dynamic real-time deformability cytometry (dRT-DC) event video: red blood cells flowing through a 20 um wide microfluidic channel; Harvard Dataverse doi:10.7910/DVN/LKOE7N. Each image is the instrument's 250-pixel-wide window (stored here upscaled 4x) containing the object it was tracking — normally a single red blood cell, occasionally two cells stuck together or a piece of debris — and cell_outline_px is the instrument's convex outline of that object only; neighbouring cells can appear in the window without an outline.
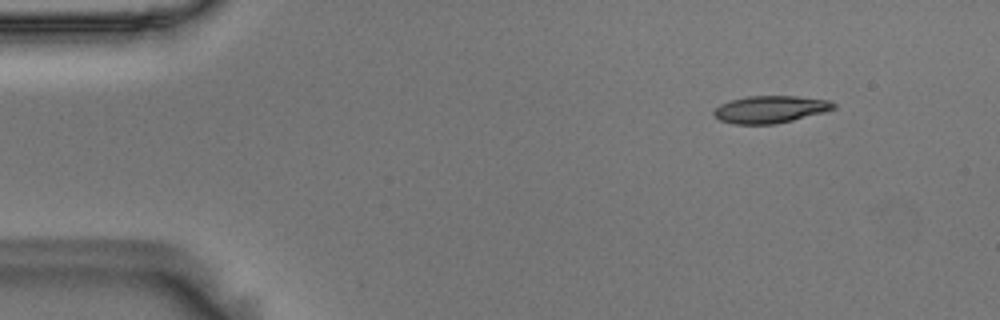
{"species": "Egyptian fruit bat (a non-hibernating species)", "species_latin": "Rousettus aegyptiacus", "temperature_condition": "room temperature", "stored_images_in_passage": 50, "camera_frame_rate_fps": 3000, "um_per_image_px": 0.085, "animal": {"sex": "male"}, "frame": {"image": 1, "passage_image": 1, "time_ms": 0.0, "image_size_px": [1000, 320], "cell_outline_px": [[836, 108], [824, 112], [776, 124], [732, 124], [720, 120], [712, 112], [720, 104], [728, 100], [748, 96], [796, 96], [832, 100], [836, 104]], "centroid_in_image_um": [65.49, 9.29], "position_along_channel_um": 19.5, "area_um2": 19.13}}
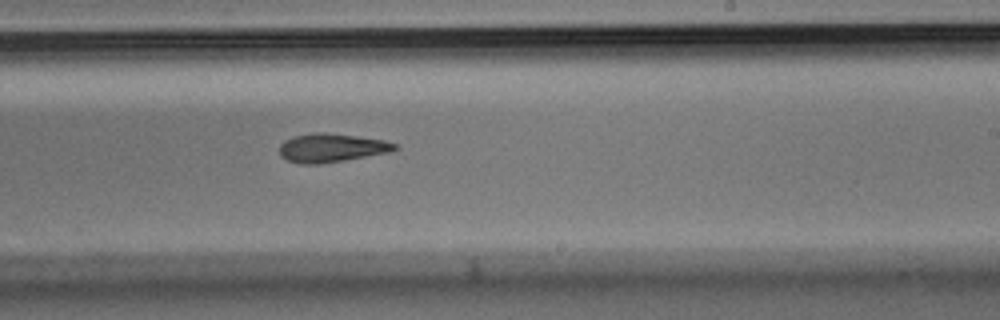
{"frame": {"image": 2, "passage_image": 28, "time_ms": 9.0, "image_size_px": [1000, 320], "cell_outline_px": [[400, 148], [388, 152], [344, 160], [320, 164], [300, 164], [288, 160], [280, 156], [280, 144], [284, 140], [292, 136], [316, 132], [324, 132], [356, 136], [384, 140], [396, 144]], "centroid_in_image_um": [28.14, 12.56], "position_along_channel_um": 260.9, "area_um2": 19.19}}
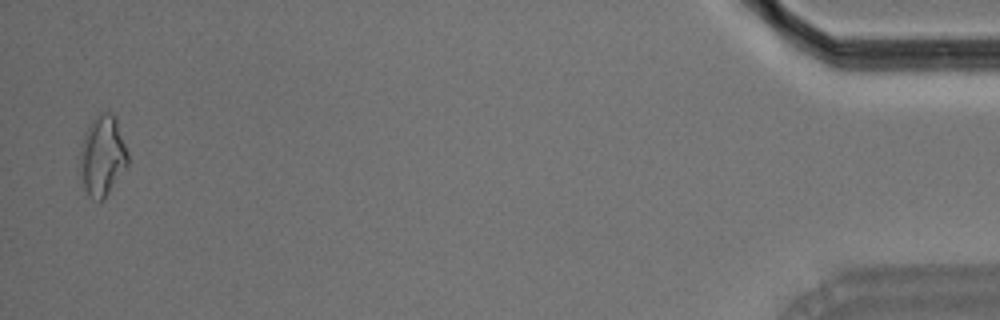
{"frame": {"image": 3, "passage_image": 49, "time_ms": 16.0, "image_size_px": [1000, 320], "cell_outline_px": [[128, 164], [108, 192], [100, 200], [88, 196], [84, 188], [76, 164], [80, 144], [84, 132], [92, 120], [96, 116], [104, 112], [108, 112], [116, 116], [128, 152]], "centroid_in_image_um": [8.65, 13.21], "position_along_channel_um": 426.6, "area_um2": 22.77}, "authors_computed_cell_mechanics": {"area_um2": 19.3052, "velocity_mm_per_s": 3.6282, "shape_relaxation_time_tau1_ms": 5.9495, "shape_relaxation_time_tau2_ms": null, "deformation_change_tau1": 0.1673, "deformation_change_tau2": null}}